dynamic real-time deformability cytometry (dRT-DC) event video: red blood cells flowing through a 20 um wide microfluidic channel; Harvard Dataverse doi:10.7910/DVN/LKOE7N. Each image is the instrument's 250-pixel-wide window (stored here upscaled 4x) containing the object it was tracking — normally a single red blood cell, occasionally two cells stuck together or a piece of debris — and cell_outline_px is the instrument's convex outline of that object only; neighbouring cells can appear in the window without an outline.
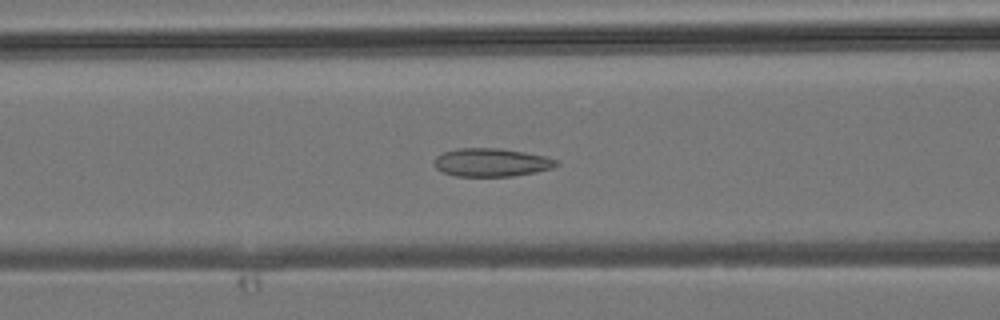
{"species": "common noctule bat (a hibernating species)", "species_latin": "Nyctalus noctula", "temperature_condition": "room temperature", "stored_images_in_passage": 36, "camera_frame_rate_fps": 3000, "um_per_image_px": 0.085, "animal": {"sex": "male", "body_mass_g": 19.2, "forearm_length_mm": 51.8}, "frame": {"image": 1, "passage_image": 17, "time_ms": 5.333, "image_size_px": [1000, 320], "cell_outline_px": [[560, 164], [552, 168], [536, 172], [512, 176], [456, 176], [444, 172], [436, 168], [432, 164], [432, 160], [436, 156], [444, 152], [456, 148], [500, 148], [524, 152], [544, 156], [560, 160]], "centroid_in_image_um": [41.76, 13.8], "position_along_channel_um": 124.8, "area_um2": 20.29}}
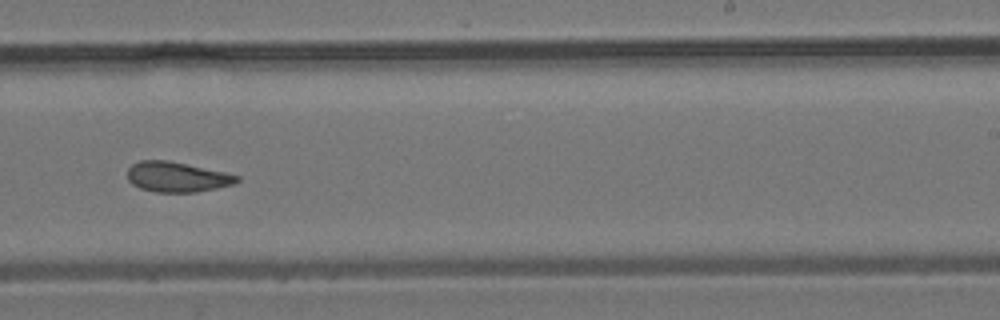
{"frame": {"image": 2, "passage_image": 26, "time_ms": 8.333, "image_size_px": [1000, 320], "cell_outline_px": [[240, 180], [236, 184], [196, 192], [156, 192], [140, 188], [132, 184], [128, 180], [128, 168], [132, 164], [140, 160], [168, 160], [224, 172], [240, 176]], "centroid_in_image_um": [15.05, 15.04], "position_along_channel_um": 274.0, "area_um2": 19.25}}
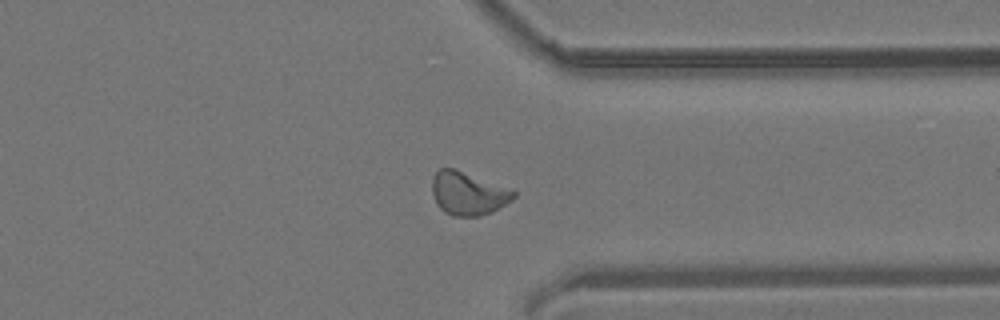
{"frame": {"image": 3, "passage_image": 32, "time_ms": 10.333, "image_size_px": [1000, 320], "cell_outline_px": [[516, 196], [512, 200], [492, 212], [480, 216], [452, 216], [444, 212], [436, 204], [432, 192], [432, 176], [440, 168], [452, 168], [516, 192]], "centroid_in_image_um": [39.73, 16.47], "position_along_channel_um": 371.7, "area_um2": 20.11}}